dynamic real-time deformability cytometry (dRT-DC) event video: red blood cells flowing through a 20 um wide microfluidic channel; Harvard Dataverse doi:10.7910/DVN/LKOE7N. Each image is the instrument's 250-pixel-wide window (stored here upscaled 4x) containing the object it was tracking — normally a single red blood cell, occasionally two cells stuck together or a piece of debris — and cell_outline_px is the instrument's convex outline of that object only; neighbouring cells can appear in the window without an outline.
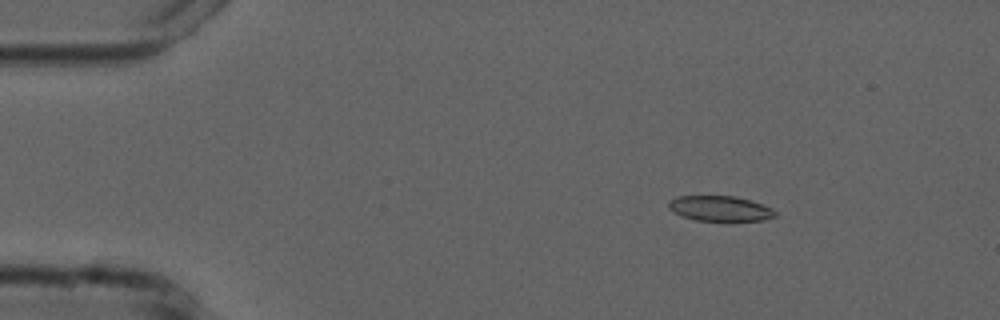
{"species": "common noctule bat (a hibernating species)", "species_latin": "Nyctalus noctula", "temperature_condition": "cold", "stored_images_in_passage": 54, "camera_frame_rate_fps": 3000, "um_per_image_px": 0.085, "animal": {"sex": "male", "forearm_length_mm": 52.5}, "frame": {"image": 1, "passage_image": 8, "time_ms": 2.333, "image_size_px": [1000, 320], "cell_outline_px": [[776, 216], [760, 220], [728, 224], [696, 220], [684, 216], [668, 208], [668, 200], [676, 196], [736, 196], [752, 200], [772, 208], [776, 212]], "centroid_in_image_um": [61.24, 17.76], "position_along_channel_um": 23.8, "area_um2": 16.42}}
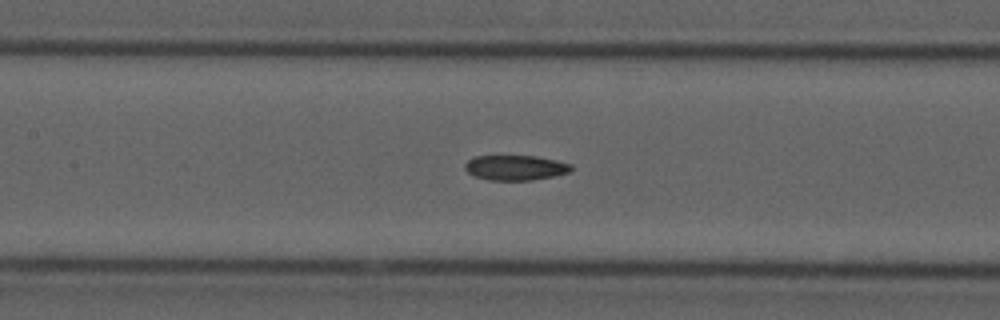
{"frame": {"image": 2, "passage_image": 25, "time_ms": 8.0, "image_size_px": [1000, 320], "cell_outline_px": [[572, 168], [568, 172], [552, 176], [532, 180], [488, 180], [476, 176], [468, 172], [464, 168], [464, 164], [472, 156], [536, 156], [556, 160], [572, 164]], "centroid_in_image_um": [43.78, 14.24], "position_along_channel_um": 163.6, "area_um2": 15.43}}
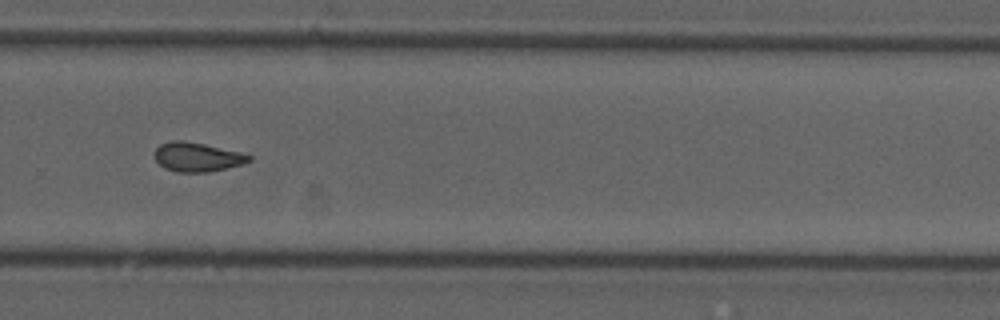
{"frame": {"image": 3, "passage_image": 37, "time_ms": 12.0, "image_size_px": [1000, 320], "cell_outline_px": [[252, 160], [240, 164], [208, 172], [176, 172], [164, 168], [156, 160], [156, 148], [160, 144], [172, 140], [184, 140], [204, 144], [240, 152], [252, 156]], "centroid_in_image_um": [16.74, 13.34], "position_along_channel_um": 313.1, "area_um2": 15.84}, "authors_computed_cell_mechanics": {"area_um2": 16.2129, "velocity_mm_per_s": 3.7443, "shape_relaxation_time_tau1_ms": null, "shape_relaxation_time_tau2_ms": 6.3824, "deformation_change_tau1": null, "deformation_change_tau2": 0.1396}}